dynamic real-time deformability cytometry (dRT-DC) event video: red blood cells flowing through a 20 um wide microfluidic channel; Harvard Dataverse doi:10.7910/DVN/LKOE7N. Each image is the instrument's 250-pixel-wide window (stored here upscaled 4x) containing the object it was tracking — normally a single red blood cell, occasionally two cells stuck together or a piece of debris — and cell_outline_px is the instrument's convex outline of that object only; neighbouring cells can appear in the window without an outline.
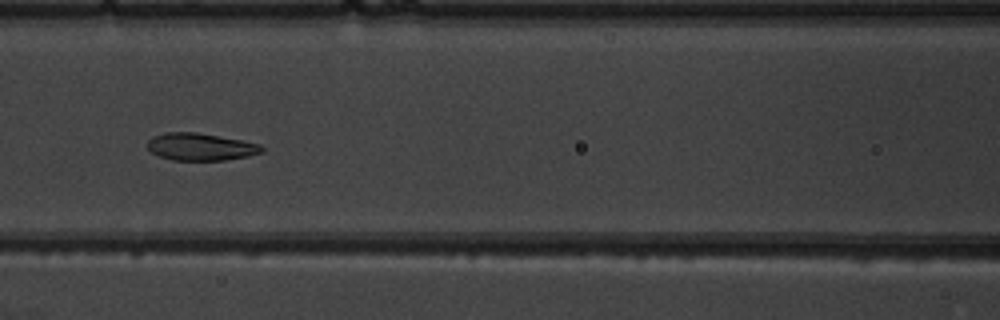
{"species": "common noctule bat (a hibernating species)", "species_latin": "Nyctalus noctula", "temperature_condition": "warm", "stored_images_in_passage": 8, "camera_frame_rate_fps": 3000, "um_per_image_px": 0.085, "animal": {"sex": "male", "body_mass_g": 19.5, "forearm_length_mm": 54.6}, "frame": {"image": 1, "passage_image": 6, "time_ms": 6.667, "image_size_px": [1000, 320], "cell_outline_px": [[264, 152], [248, 156], [224, 160], [172, 160], [160, 156], [152, 152], [148, 148], [148, 140], [152, 136], [164, 132], [196, 132], [240, 140], [260, 144], [264, 148]], "centroid_in_image_um": [17.04, 12.47], "position_along_channel_um": 149.6, "area_um2": 18.15}}
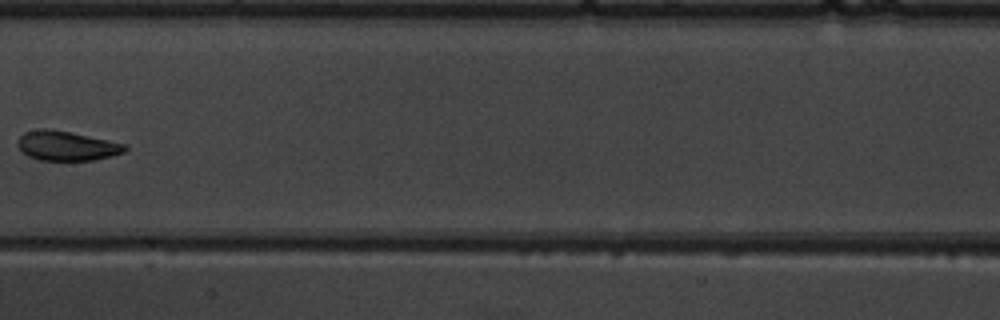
{"frame": {"image": 2, "passage_image": 7, "time_ms": 8.0, "image_size_px": [1000, 320], "cell_outline_px": [[128, 148], [124, 152], [112, 156], [96, 160], [40, 160], [28, 156], [16, 144], [16, 140], [24, 132], [44, 128], [72, 132], [108, 140], [124, 144]], "centroid_in_image_um": [5.66, 12.39], "position_along_channel_um": 201.7, "area_um2": 18.44}}
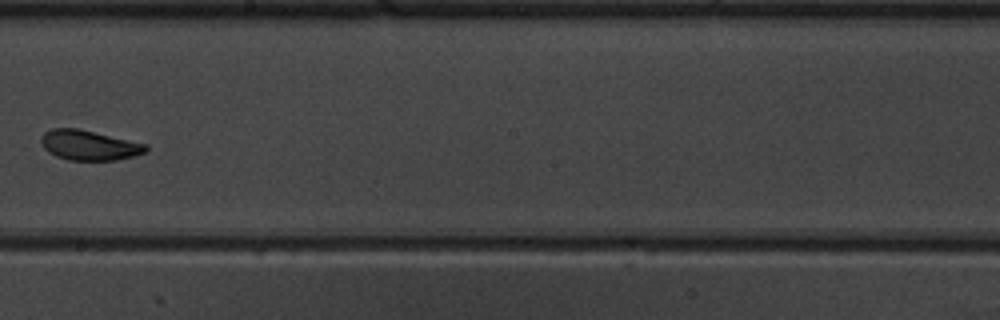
{"frame": {"image": 3, "passage_image": 8, "time_ms": 9.0, "image_size_px": [1000, 320], "cell_outline_px": [[148, 152], [116, 160], [68, 160], [56, 156], [48, 152], [44, 148], [40, 140], [44, 132], [52, 128], [80, 128], [148, 144]], "centroid_in_image_um": [7.59, 12.33], "position_along_channel_um": 240.6, "area_um2": 18.5}}